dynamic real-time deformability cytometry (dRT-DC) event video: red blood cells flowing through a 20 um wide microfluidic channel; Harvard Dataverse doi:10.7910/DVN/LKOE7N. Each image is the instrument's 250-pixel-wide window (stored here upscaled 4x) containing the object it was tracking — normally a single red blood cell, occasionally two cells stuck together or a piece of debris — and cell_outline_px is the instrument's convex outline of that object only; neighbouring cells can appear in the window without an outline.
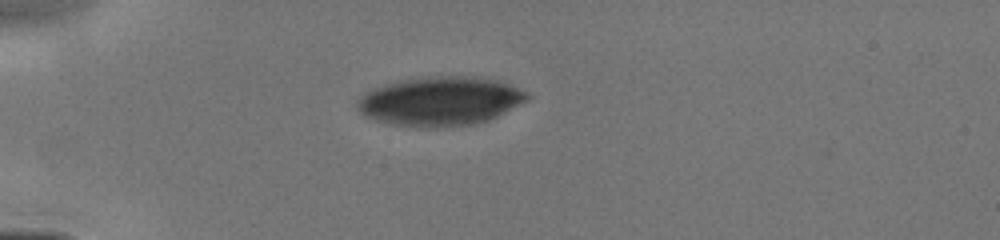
{"species": "human", "species_latin": "Homo sapiens", "temperature_condition": "cold", "stored_images_in_passage": 32, "camera_frame_rate_fps": 3000, "um_per_image_px": 0.085, "donor": {"sex": "male"}, "frame": {"image": 1, "passage_image": 1, "time_ms": 0.0, "image_size_px": [1000, 240], "cell_outline_px": [[532, 96], [528, 100], [488, 120], [472, 124], [432, 128], [392, 124], [376, 120], [364, 116], [356, 108], [356, 100], [360, 96], [372, 88], [384, 84], [404, 80], [436, 76], [480, 76], [496, 80], [508, 84], [528, 92]], "centroid_in_image_um": [37.41, 8.59], "position_along_channel_um": 47.6, "area_um2": 48.49}}
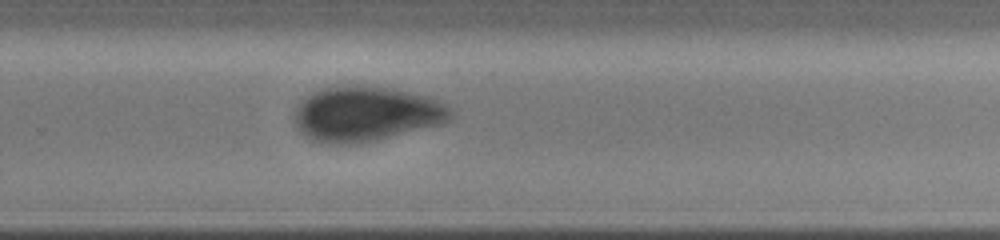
{"frame": {"image": 2, "passage_image": 21, "time_ms": 6.333, "image_size_px": [1000, 240], "cell_outline_px": [[452, 116], [448, 120], [436, 124], [376, 140], [344, 144], [336, 144], [312, 140], [304, 136], [296, 128], [292, 116], [292, 112], [296, 104], [304, 96], [312, 92], [324, 88], [356, 84], [376, 84], [432, 96], [448, 104], [452, 108]], "centroid_in_image_um": [31.06, 9.62], "position_along_channel_um": 298.7, "area_um2": 50.92}}
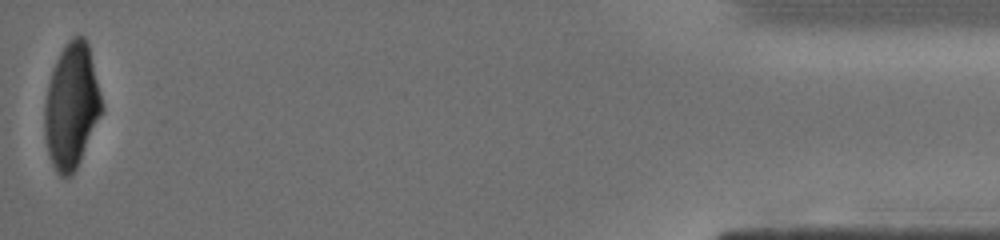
{"frame": {"image": 3, "passage_image": 32, "time_ms": 11.0, "image_size_px": [1000, 240], "cell_outline_px": [[104, 112], [72, 176], [60, 176], [56, 172], [48, 156], [44, 136], [44, 104], [48, 84], [52, 68], [64, 44], [72, 36], [84, 36], [88, 40], [104, 104]], "centroid_in_image_um": [6.1, 8.99], "position_along_channel_um": 429.1, "area_um2": 42.66}}